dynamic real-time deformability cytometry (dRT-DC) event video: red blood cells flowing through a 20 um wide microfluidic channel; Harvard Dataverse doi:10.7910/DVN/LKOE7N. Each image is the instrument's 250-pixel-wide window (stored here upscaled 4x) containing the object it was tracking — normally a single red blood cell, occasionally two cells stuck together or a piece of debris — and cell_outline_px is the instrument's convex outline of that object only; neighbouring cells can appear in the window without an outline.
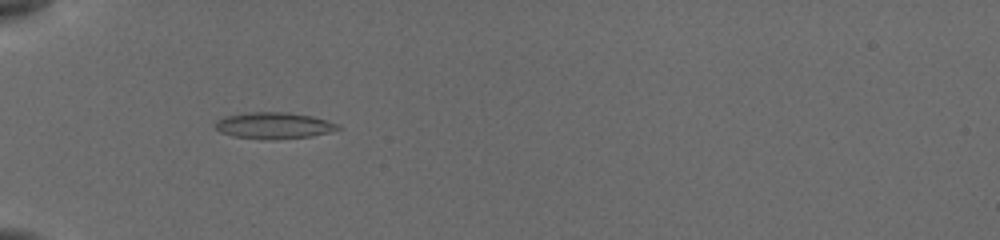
{"species": "common noctule bat (a hibernating species)", "species_latin": "Nyctalus noctula", "temperature_condition": "cold", "stored_images_in_passage": 54, "camera_frame_rate_fps": 3000, "um_per_image_px": 0.085, "animal": {"sex": "female", "body_mass_g": 19.5, "forearm_length_mm": 54.1}, "frame": {"image": 1, "passage_image": 19, "time_ms": 6.0, "image_size_px": [1000, 240], "cell_outline_px": [[344, 128], [312, 136], [232, 136], [220, 132], [212, 124], [216, 120], [224, 116], [248, 112], [288, 112], [312, 116], [340, 124]], "centroid_in_image_um": [23.28, 10.6], "position_along_channel_um": 61.7, "area_um2": 17.98}}
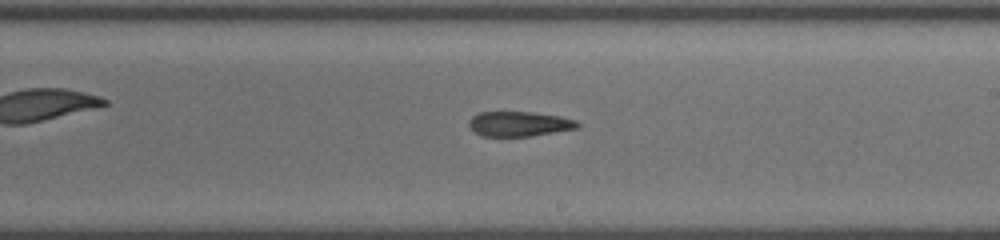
{"frame": {"image": 2, "passage_image": 34, "time_ms": 11.0, "image_size_px": [1000, 240], "cell_outline_px": [[580, 128], [532, 136], [480, 136], [472, 132], [468, 128], [468, 120], [472, 116], [480, 112], [532, 112], [556, 116], [576, 120], [580, 124]], "centroid_in_image_um": [44.08, 10.54], "position_along_channel_um": 244.9, "area_um2": 15.95}}
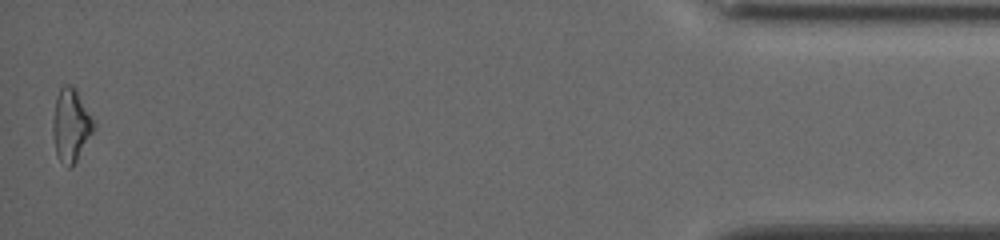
{"frame": {"image": 3, "passage_image": 54, "time_ms": 17.667, "image_size_px": [1000, 240], "cell_outline_px": [[96, 124], [92, 132], [76, 160], [68, 168], [56, 156], [52, 132], [52, 124], [56, 96], [60, 88], [64, 84], [68, 84], [76, 92]], "centroid_in_image_um": [5.98, 10.66], "position_along_channel_um": 429.2, "area_um2": 16.82}}